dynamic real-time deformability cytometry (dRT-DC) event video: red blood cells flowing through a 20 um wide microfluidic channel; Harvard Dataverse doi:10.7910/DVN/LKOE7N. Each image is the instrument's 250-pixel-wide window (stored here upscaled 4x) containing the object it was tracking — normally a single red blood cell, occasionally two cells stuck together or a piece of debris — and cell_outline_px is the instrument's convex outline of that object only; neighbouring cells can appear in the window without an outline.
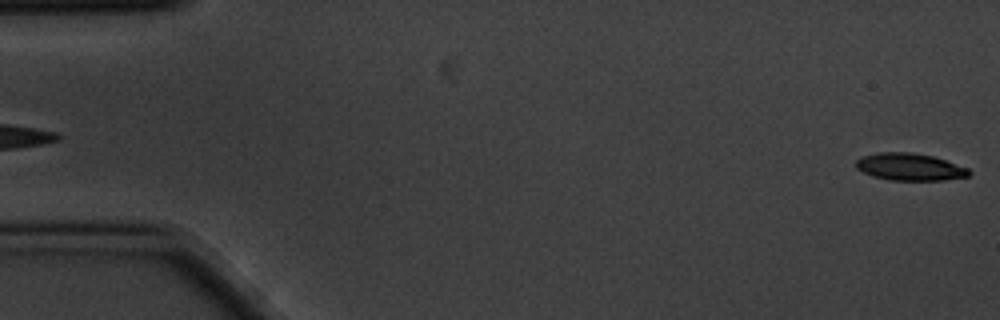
{"species": "common noctule bat (a hibernating species)", "species_latin": "Nyctalus noctula", "temperature_condition": "cold", "stored_images_in_passage": 5, "segment_of_instrument_passage": [2, 2], "camera_frame_rate_fps": 3000, "um_per_image_px": 0.085, "animal": {"sex": "male", "body_mass_g": 20.1, "forearm_length_mm": 53.5}, "frame": {"image": 1, "passage_image": 5, "time_ms": 1.333, "image_size_px": [1000, 320], "cell_outline_px": [[972, 172], [968, 176], [944, 180], [888, 180], [872, 176], [856, 168], [856, 160], [864, 156], [880, 152], [912, 152], [932, 156], [968, 168]], "centroid_in_image_um": [77.33, 14.19], "position_along_channel_um": 7.7, "area_um2": 17.8}}